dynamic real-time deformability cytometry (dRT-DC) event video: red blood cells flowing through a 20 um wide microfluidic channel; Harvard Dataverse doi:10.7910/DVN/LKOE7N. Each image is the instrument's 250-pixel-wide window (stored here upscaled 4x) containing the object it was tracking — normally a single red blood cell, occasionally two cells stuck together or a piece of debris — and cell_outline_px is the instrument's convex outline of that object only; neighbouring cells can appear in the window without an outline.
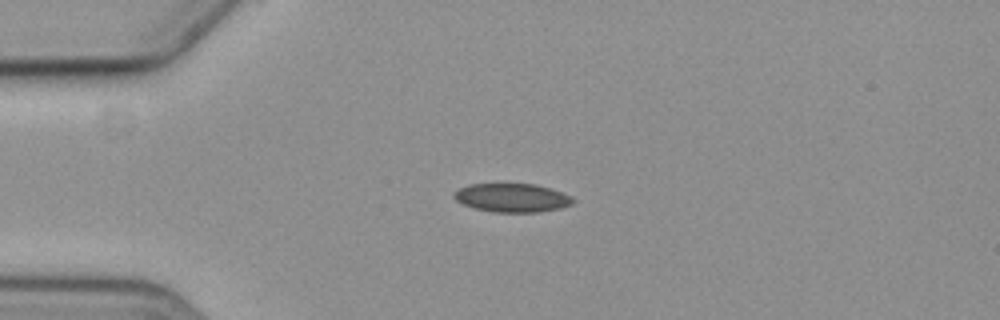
{"species": "common noctule bat (a hibernating species)", "species_latin": "Nyctalus noctula", "temperature_condition": "cold", "stored_images_in_passage": 4, "camera_frame_rate_fps": 3000, "um_per_image_px": 0.085, "animal": {"sex": "female", "body_mass_g": 19.3, "forearm_length_mm": 54.1}, "frame": {"image": 1, "passage_image": 3, "time_ms": 2.667, "image_size_px": [1000, 320], "cell_outline_px": [[576, 200], [572, 204], [560, 208], [540, 212], [492, 212], [476, 208], [464, 204], [456, 200], [452, 196], [452, 192], [468, 184], [532, 184], [548, 188], [572, 196]], "centroid_in_image_um": [43.51, 16.81], "position_along_channel_um": 41.5, "area_um2": 19.77}}